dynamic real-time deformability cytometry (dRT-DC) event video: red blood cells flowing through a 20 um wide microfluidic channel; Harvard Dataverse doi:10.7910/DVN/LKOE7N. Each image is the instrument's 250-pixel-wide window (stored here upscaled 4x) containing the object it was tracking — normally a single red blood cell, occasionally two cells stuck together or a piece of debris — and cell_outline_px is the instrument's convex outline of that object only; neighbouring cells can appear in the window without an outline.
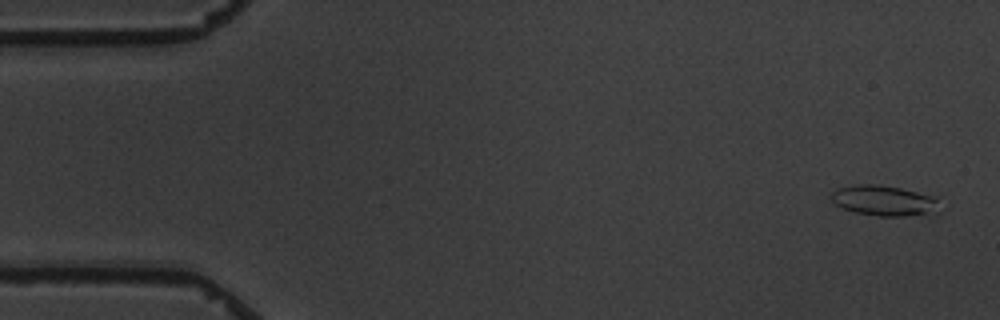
{"species": "common noctule bat (a hibernating species)", "species_latin": "Nyctalus noctula", "temperature_condition": "warm", "stored_images_in_passage": 6, "camera_frame_rate_fps": 3000, "um_per_image_px": 0.085, "animal": {"sex": "male", "body_mass_g": 19.5, "forearm_length_mm": 54.6}, "frame": {"image": 1, "passage_image": 1, "time_ms": 0.0, "image_size_px": [1000, 320], "cell_outline_px": [[940, 212], [932, 216], [880, 216], [856, 212], [844, 208], [836, 204], [832, 200], [832, 192], [836, 188], [856, 184], [880, 184], [940, 196]], "centroid_in_image_um": [75.32, 17.06], "position_along_channel_um": 9.7, "area_um2": 19.94}}